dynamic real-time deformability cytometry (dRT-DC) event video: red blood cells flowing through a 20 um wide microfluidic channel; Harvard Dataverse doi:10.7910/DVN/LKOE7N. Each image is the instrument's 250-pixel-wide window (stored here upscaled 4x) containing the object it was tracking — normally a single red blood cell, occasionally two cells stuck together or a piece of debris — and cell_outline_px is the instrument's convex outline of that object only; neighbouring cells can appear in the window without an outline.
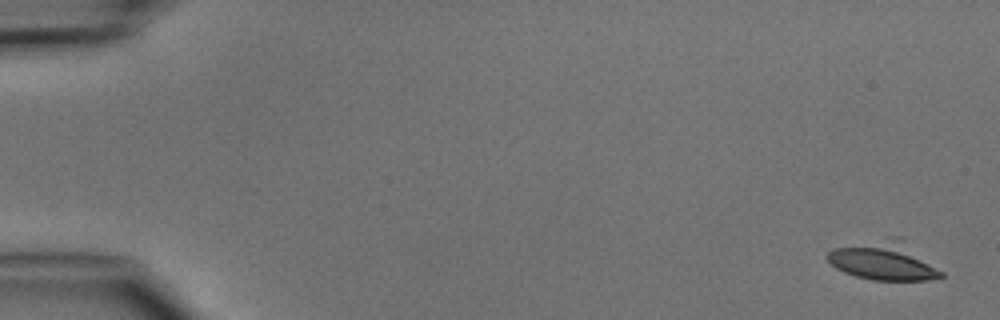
{"species": "common noctule bat (a hibernating species)", "species_latin": "Nyctalus noctula", "temperature_condition": "cold", "stored_images_in_passage": 4, "camera_frame_rate_fps": 3000, "um_per_image_px": 0.085, "animal": {"sex": "male", "body_mass_g": 15.6}, "frame": {"image": 1, "passage_image": 1, "time_ms": 0.0, "image_size_px": [1000, 320], "cell_outline_px": [[944, 276], [928, 280], [872, 280], [856, 276], [844, 272], [836, 268], [824, 256], [832, 248], [888, 236], [900, 236], [944, 272]], "centroid_in_image_um": [75.12, 22.14], "position_along_channel_um": 9.9, "area_um2": 25.95}}